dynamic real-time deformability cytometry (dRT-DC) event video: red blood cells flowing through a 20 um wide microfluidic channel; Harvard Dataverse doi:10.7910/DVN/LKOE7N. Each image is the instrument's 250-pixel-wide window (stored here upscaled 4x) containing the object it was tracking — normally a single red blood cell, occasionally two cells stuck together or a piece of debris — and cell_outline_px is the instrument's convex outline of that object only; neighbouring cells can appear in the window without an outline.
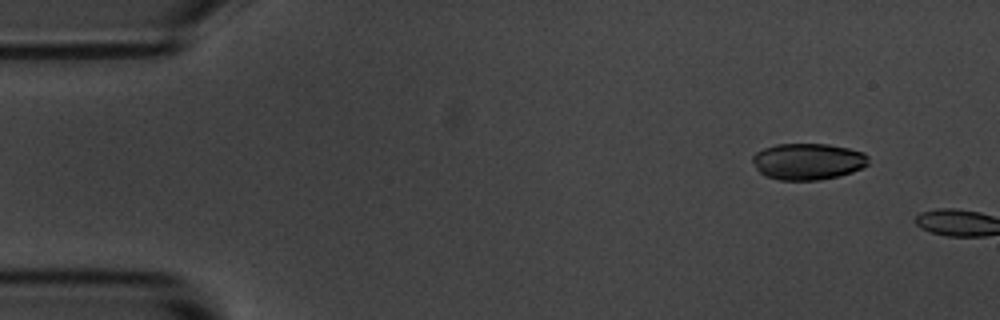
{"species": "common noctule bat (a hibernating species)", "species_latin": "Nyctalus noctula", "temperature_condition": "room temperature", "stored_images_in_passage": 2, "camera_frame_rate_fps": 3000, "um_per_image_px": 0.085, "animal": {"sex": "male", "body_mass_g": 20.1, "forearm_length_mm": 53.5}, "frame": {"image": 1, "passage_image": 1, "time_ms": 0.0, "image_size_px": [1000, 320], "cell_outline_px": [[868, 164], [852, 172], [840, 176], [820, 180], [780, 180], [764, 176], [756, 168], [752, 160], [752, 156], [756, 152], [764, 148], [776, 144], [828, 144], [848, 148], [864, 152], [868, 156]], "centroid_in_image_um": [68.66, 13.73], "position_along_channel_um": 16.3, "area_um2": 24.74}}